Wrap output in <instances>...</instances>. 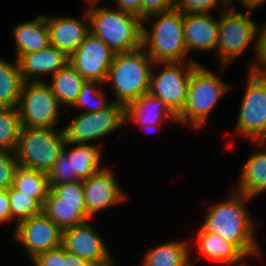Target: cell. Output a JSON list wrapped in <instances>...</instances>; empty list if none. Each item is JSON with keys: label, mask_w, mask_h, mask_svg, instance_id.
I'll use <instances>...</instances> for the list:
<instances>
[{"label": "cell", "mask_w": 266, "mask_h": 266, "mask_svg": "<svg viewBox=\"0 0 266 266\" xmlns=\"http://www.w3.org/2000/svg\"><path fill=\"white\" fill-rule=\"evenodd\" d=\"M85 79L68 62L51 77L48 83L61 106L71 108L81 92Z\"/></svg>", "instance_id": "484cf974"}, {"label": "cell", "mask_w": 266, "mask_h": 266, "mask_svg": "<svg viewBox=\"0 0 266 266\" xmlns=\"http://www.w3.org/2000/svg\"><path fill=\"white\" fill-rule=\"evenodd\" d=\"M163 65L158 73L153 68L149 93L162 99L169 109L178 116L187 101L188 85L197 62H158L153 67Z\"/></svg>", "instance_id": "8fae6325"}, {"label": "cell", "mask_w": 266, "mask_h": 266, "mask_svg": "<svg viewBox=\"0 0 266 266\" xmlns=\"http://www.w3.org/2000/svg\"><path fill=\"white\" fill-rule=\"evenodd\" d=\"M21 128L17 107H0V150L16 151Z\"/></svg>", "instance_id": "f1b7e54d"}, {"label": "cell", "mask_w": 266, "mask_h": 266, "mask_svg": "<svg viewBox=\"0 0 266 266\" xmlns=\"http://www.w3.org/2000/svg\"><path fill=\"white\" fill-rule=\"evenodd\" d=\"M34 266H63V247L48 250L32 259Z\"/></svg>", "instance_id": "8d00e7d4"}, {"label": "cell", "mask_w": 266, "mask_h": 266, "mask_svg": "<svg viewBox=\"0 0 266 266\" xmlns=\"http://www.w3.org/2000/svg\"><path fill=\"white\" fill-rule=\"evenodd\" d=\"M253 11H238L228 7L219 17V37L216 46L217 57L222 70L226 69L233 60L254 44L256 51L259 25L250 18Z\"/></svg>", "instance_id": "52a82bcc"}, {"label": "cell", "mask_w": 266, "mask_h": 266, "mask_svg": "<svg viewBox=\"0 0 266 266\" xmlns=\"http://www.w3.org/2000/svg\"><path fill=\"white\" fill-rule=\"evenodd\" d=\"M86 23L67 16L47 17L50 44L64 52L68 57L84 42L90 33V22L87 12Z\"/></svg>", "instance_id": "e0dca14e"}, {"label": "cell", "mask_w": 266, "mask_h": 266, "mask_svg": "<svg viewBox=\"0 0 266 266\" xmlns=\"http://www.w3.org/2000/svg\"><path fill=\"white\" fill-rule=\"evenodd\" d=\"M174 8V0H142V22Z\"/></svg>", "instance_id": "d590c367"}, {"label": "cell", "mask_w": 266, "mask_h": 266, "mask_svg": "<svg viewBox=\"0 0 266 266\" xmlns=\"http://www.w3.org/2000/svg\"><path fill=\"white\" fill-rule=\"evenodd\" d=\"M13 233L31 260L62 246V230L43 212L18 223Z\"/></svg>", "instance_id": "4fadbf2b"}, {"label": "cell", "mask_w": 266, "mask_h": 266, "mask_svg": "<svg viewBox=\"0 0 266 266\" xmlns=\"http://www.w3.org/2000/svg\"><path fill=\"white\" fill-rule=\"evenodd\" d=\"M75 145L66 141L63 148V151L68 155L71 162L72 173H76L81 180H84L103 168L101 164L102 151L99 147L93 143H76ZM68 146L74 147L68 150Z\"/></svg>", "instance_id": "cb8c5ba5"}, {"label": "cell", "mask_w": 266, "mask_h": 266, "mask_svg": "<svg viewBox=\"0 0 266 266\" xmlns=\"http://www.w3.org/2000/svg\"><path fill=\"white\" fill-rule=\"evenodd\" d=\"M184 37L188 51H216L219 37V18L211 13L184 15Z\"/></svg>", "instance_id": "ac0fdd59"}, {"label": "cell", "mask_w": 266, "mask_h": 266, "mask_svg": "<svg viewBox=\"0 0 266 266\" xmlns=\"http://www.w3.org/2000/svg\"><path fill=\"white\" fill-rule=\"evenodd\" d=\"M149 127H150V129L153 127V128H154V129L152 128L153 130H158V129H156V128H158V127L160 128L161 126H157V127H156V126H152V125H146V126L144 125V126H140V129H142V130L144 129L143 131H146L145 129H147V128H149ZM147 130H148V129H147Z\"/></svg>", "instance_id": "b9f144b4"}, {"label": "cell", "mask_w": 266, "mask_h": 266, "mask_svg": "<svg viewBox=\"0 0 266 266\" xmlns=\"http://www.w3.org/2000/svg\"><path fill=\"white\" fill-rule=\"evenodd\" d=\"M153 60L141 47L132 52L115 53L105 84L112 83L116 103L127 105L149 93Z\"/></svg>", "instance_id": "277c9868"}, {"label": "cell", "mask_w": 266, "mask_h": 266, "mask_svg": "<svg viewBox=\"0 0 266 266\" xmlns=\"http://www.w3.org/2000/svg\"><path fill=\"white\" fill-rule=\"evenodd\" d=\"M12 186L23 194L37 198L42 204L50 190L47 173L21 166L14 172Z\"/></svg>", "instance_id": "83f0119b"}, {"label": "cell", "mask_w": 266, "mask_h": 266, "mask_svg": "<svg viewBox=\"0 0 266 266\" xmlns=\"http://www.w3.org/2000/svg\"><path fill=\"white\" fill-rule=\"evenodd\" d=\"M86 1V3H88V4H90V3H99L100 2V0H85Z\"/></svg>", "instance_id": "7bdbcfd3"}, {"label": "cell", "mask_w": 266, "mask_h": 266, "mask_svg": "<svg viewBox=\"0 0 266 266\" xmlns=\"http://www.w3.org/2000/svg\"><path fill=\"white\" fill-rule=\"evenodd\" d=\"M115 53L91 32L84 42L70 55L69 63L88 81L105 84Z\"/></svg>", "instance_id": "5bb4252c"}, {"label": "cell", "mask_w": 266, "mask_h": 266, "mask_svg": "<svg viewBox=\"0 0 266 266\" xmlns=\"http://www.w3.org/2000/svg\"><path fill=\"white\" fill-rule=\"evenodd\" d=\"M16 44V58L21 55L39 51L50 45L49 29L46 16L38 15L32 21H25L12 27Z\"/></svg>", "instance_id": "603a6c76"}, {"label": "cell", "mask_w": 266, "mask_h": 266, "mask_svg": "<svg viewBox=\"0 0 266 266\" xmlns=\"http://www.w3.org/2000/svg\"><path fill=\"white\" fill-rule=\"evenodd\" d=\"M241 3V5L243 6V10H248V11H254L255 9H257L258 7H261L264 2H266V0H238V3ZM228 5L230 8L235 9L236 6L234 7L233 5V0H228Z\"/></svg>", "instance_id": "60d3db41"}, {"label": "cell", "mask_w": 266, "mask_h": 266, "mask_svg": "<svg viewBox=\"0 0 266 266\" xmlns=\"http://www.w3.org/2000/svg\"><path fill=\"white\" fill-rule=\"evenodd\" d=\"M232 86L221 81L219 77L198 64L192 72L188 85L187 101L182 112L177 116L178 123L201 129L218 100Z\"/></svg>", "instance_id": "5b68a950"}, {"label": "cell", "mask_w": 266, "mask_h": 266, "mask_svg": "<svg viewBox=\"0 0 266 266\" xmlns=\"http://www.w3.org/2000/svg\"><path fill=\"white\" fill-rule=\"evenodd\" d=\"M116 8L136 15L142 21V0H116Z\"/></svg>", "instance_id": "74e56055"}, {"label": "cell", "mask_w": 266, "mask_h": 266, "mask_svg": "<svg viewBox=\"0 0 266 266\" xmlns=\"http://www.w3.org/2000/svg\"><path fill=\"white\" fill-rule=\"evenodd\" d=\"M237 123L236 136L251 142L266 141V75L248 72Z\"/></svg>", "instance_id": "9c48e42d"}, {"label": "cell", "mask_w": 266, "mask_h": 266, "mask_svg": "<svg viewBox=\"0 0 266 266\" xmlns=\"http://www.w3.org/2000/svg\"><path fill=\"white\" fill-rule=\"evenodd\" d=\"M62 247L97 266H114L115 260L90 221L62 231Z\"/></svg>", "instance_id": "9a60e30c"}, {"label": "cell", "mask_w": 266, "mask_h": 266, "mask_svg": "<svg viewBox=\"0 0 266 266\" xmlns=\"http://www.w3.org/2000/svg\"><path fill=\"white\" fill-rule=\"evenodd\" d=\"M126 124L134 122L138 126H162V123H178L177 116L166 103L150 93H146L125 106ZM167 120V121H166Z\"/></svg>", "instance_id": "ffe728a7"}, {"label": "cell", "mask_w": 266, "mask_h": 266, "mask_svg": "<svg viewBox=\"0 0 266 266\" xmlns=\"http://www.w3.org/2000/svg\"><path fill=\"white\" fill-rule=\"evenodd\" d=\"M11 222L8 189H0V223Z\"/></svg>", "instance_id": "f35d334b"}, {"label": "cell", "mask_w": 266, "mask_h": 266, "mask_svg": "<svg viewBox=\"0 0 266 266\" xmlns=\"http://www.w3.org/2000/svg\"><path fill=\"white\" fill-rule=\"evenodd\" d=\"M185 241H170L151 248L142 266H187L191 260L190 246Z\"/></svg>", "instance_id": "d4e9b609"}, {"label": "cell", "mask_w": 266, "mask_h": 266, "mask_svg": "<svg viewBox=\"0 0 266 266\" xmlns=\"http://www.w3.org/2000/svg\"><path fill=\"white\" fill-rule=\"evenodd\" d=\"M48 82L23 81L17 105L21 125L29 128H55L62 109Z\"/></svg>", "instance_id": "ba28073f"}, {"label": "cell", "mask_w": 266, "mask_h": 266, "mask_svg": "<svg viewBox=\"0 0 266 266\" xmlns=\"http://www.w3.org/2000/svg\"><path fill=\"white\" fill-rule=\"evenodd\" d=\"M197 233V252H199L197 254H200L197 259L205 257L208 260L223 263L224 266H247L244 262L247 257L222 236L206 232L202 227Z\"/></svg>", "instance_id": "44dd1931"}, {"label": "cell", "mask_w": 266, "mask_h": 266, "mask_svg": "<svg viewBox=\"0 0 266 266\" xmlns=\"http://www.w3.org/2000/svg\"><path fill=\"white\" fill-rule=\"evenodd\" d=\"M247 70L251 74L266 75V23L259 28L254 61L249 63Z\"/></svg>", "instance_id": "e575fe53"}, {"label": "cell", "mask_w": 266, "mask_h": 266, "mask_svg": "<svg viewBox=\"0 0 266 266\" xmlns=\"http://www.w3.org/2000/svg\"><path fill=\"white\" fill-rule=\"evenodd\" d=\"M11 221H16V225L21 221L43 212V204L30 195L23 194L13 186L8 189Z\"/></svg>", "instance_id": "f546056e"}, {"label": "cell", "mask_w": 266, "mask_h": 266, "mask_svg": "<svg viewBox=\"0 0 266 266\" xmlns=\"http://www.w3.org/2000/svg\"><path fill=\"white\" fill-rule=\"evenodd\" d=\"M65 132L55 128L22 126L15 151L18 165L47 173L63 152Z\"/></svg>", "instance_id": "8992f818"}, {"label": "cell", "mask_w": 266, "mask_h": 266, "mask_svg": "<svg viewBox=\"0 0 266 266\" xmlns=\"http://www.w3.org/2000/svg\"><path fill=\"white\" fill-rule=\"evenodd\" d=\"M23 84L19 62L0 58V107H17Z\"/></svg>", "instance_id": "4316f807"}, {"label": "cell", "mask_w": 266, "mask_h": 266, "mask_svg": "<svg viewBox=\"0 0 266 266\" xmlns=\"http://www.w3.org/2000/svg\"><path fill=\"white\" fill-rule=\"evenodd\" d=\"M43 213L62 231L93 219L86 210L83 181L63 183L50 189Z\"/></svg>", "instance_id": "30bf717a"}, {"label": "cell", "mask_w": 266, "mask_h": 266, "mask_svg": "<svg viewBox=\"0 0 266 266\" xmlns=\"http://www.w3.org/2000/svg\"><path fill=\"white\" fill-rule=\"evenodd\" d=\"M17 60L23 81H44V74L52 77L69 62V57L50 44L39 51L23 54Z\"/></svg>", "instance_id": "d6986e66"}, {"label": "cell", "mask_w": 266, "mask_h": 266, "mask_svg": "<svg viewBox=\"0 0 266 266\" xmlns=\"http://www.w3.org/2000/svg\"><path fill=\"white\" fill-rule=\"evenodd\" d=\"M195 263H193V261L192 262H190L187 266H193Z\"/></svg>", "instance_id": "ee69618b"}, {"label": "cell", "mask_w": 266, "mask_h": 266, "mask_svg": "<svg viewBox=\"0 0 266 266\" xmlns=\"http://www.w3.org/2000/svg\"><path fill=\"white\" fill-rule=\"evenodd\" d=\"M86 10L90 32L105 42L114 53L132 52L142 47L143 22L136 15L119 9L96 7Z\"/></svg>", "instance_id": "7a4b0ae2"}, {"label": "cell", "mask_w": 266, "mask_h": 266, "mask_svg": "<svg viewBox=\"0 0 266 266\" xmlns=\"http://www.w3.org/2000/svg\"><path fill=\"white\" fill-rule=\"evenodd\" d=\"M252 143L258 149L246 160L239 177V185L234 190L255 199L266 191V141Z\"/></svg>", "instance_id": "7402d4cb"}, {"label": "cell", "mask_w": 266, "mask_h": 266, "mask_svg": "<svg viewBox=\"0 0 266 266\" xmlns=\"http://www.w3.org/2000/svg\"><path fill=\"white\" fill-rule=\"evenodd\" d=\"M63 266H97L94 263L82 259L63 248Z\"/></svg>", "instance_id": "ab89813d"}, {"label": "cell", "mask_w": 266, "mask_h": 266, "mask_svg": "<svg viewBox=\"0 0 266 266\" xmlns=\"http://www.w3.org/2000/svg\"><path fill=\"white\" fill-rule=\"evenodd\" d=\"M126 124L125 105L113 103L104 110L81 112L65 126V138L73 144H91Z\"/></svg>", "instance_id": "7c38bea8"}, {"label": "cell", "mask_w": 266, "mask_h": 266, "mask_svg": "<svg viewBox=\"0 0 266 266\" xmlns=\"http://www.w3.org/2000/svg\"><path fill=\"white\" fill-rule=\"evenodd\" d=\"M102 83L86 80L82 86L81 92L73 103L74 108H83L84 112L92 113L108 108L112 102H106L107 96L100 87ZM97 85V86H96Z\"/></svg>", "instance_id": "4dcf8cb0"}, {"label": "cell", "mask_w": 266, "mask_h": 266, "mask_svg": "<svg viewBox=\"0 0 266 266\" xmlns=\"http://www.w3.org/2000/svg\"><path fill=\"white\" fill-rule=\"evenodd\" d=\"M49 188L81 180L76 173H72V166L68 155L63 151L57 160L54 162L52 168L47 172Z\"/></svg>", "instance_id": "1f68e13d"}, {"label": "cell", "mask_w": 266, "mask_h": 266, "mask_svg": "<svg viewBox=\"0 0 266 266\" xmlns=\"http://www.w3.org/2000/svg\"><path fill=\"white\" fill-rule=\"evenodd\" d=\"M152 21L147 30L145 22ZM142 47L154 63L196 62L188 54L184 37V15L175 8L147 18L143 22Z\"/></svg>", "instance_id": "3957f363"}, {"label": "cell", "mask_w": 266, "mask_h": 266, "mask_svg": "<svg viewBox=\"0 0 266 266\" xmlns=\"http://www.w3.org/2000/svg\"><path fill=\"white\" fill-rule=\"evenodd\" d=\"M216 7L226 10L229 7L228 0H174V8L183 15L211 13Z\"/></svg>", "instance_id": "d6a6232c"}, {"label": "cell", "mask_w": 266, "mask_h": 266, "mask_svg": "<svg viewBox=\"0 0 266 266\" xmlns=\"http://www.w3.org/2000/svg\"><path fill=\"white\" fill-rule=\"evenodd\" d=\"M252 199L233 190L230 197L212 205L206 212L202 228L222 236L234 244L246 257L259 256L256 224L245 206ZM246 201V202H245Z\"/></svg>", "instance_id": "6da1fadb"}, {"label": "cell", "mask_w": 266, "mask_h": 266, "mask_svg": "<svg viewBox=\"0 0 266 266\" xmlns=\"http://www.w3.org/2000/svg\"><path fill=\"white\" fill-rule=\"evenodd\" d=\"M18 166L15 152L0 150V189H9L13 185L14 172Z\"/></svg>", "instance_id": "836d02e7"}, {"label": "cell", "mask_w": 266, "mask_h": 266, "mask_svg": "<svg viewBox=\"0 0 266 266\" xmlns=\"http://www.w3.org/2000/svg\"><path fill=\"white\" fill-rule=\"evenodd\" d=\"M82 181L86 210L92 218L102 209L122 204L128 199L113 171L106 166Z\"/></svg>", "instance_id": "2e32d148"}]
</instances>
